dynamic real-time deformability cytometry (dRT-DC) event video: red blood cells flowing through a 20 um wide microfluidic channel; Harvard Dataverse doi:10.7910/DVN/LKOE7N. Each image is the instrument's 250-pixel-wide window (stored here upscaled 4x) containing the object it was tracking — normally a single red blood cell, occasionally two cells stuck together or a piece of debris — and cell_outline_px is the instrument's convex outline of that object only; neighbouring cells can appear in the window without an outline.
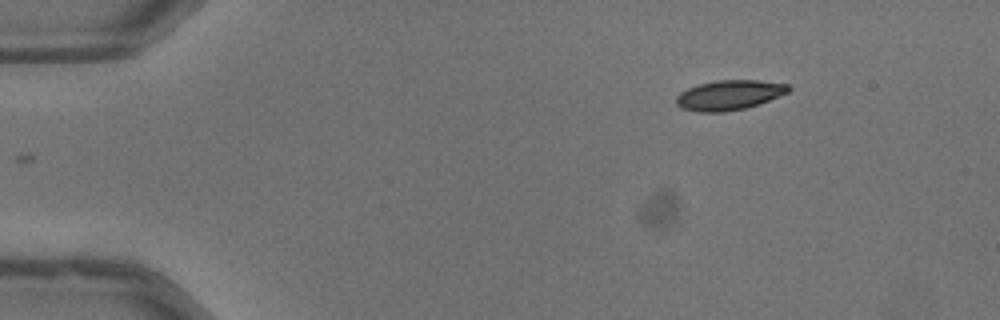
{"species": "common noctule bat (a hibernating species)", "species_latin": "Nyctalus noctula", "temperature_condition": "warm", "stored_images_in_passage": 45, "camera_frame_rate_fps": 3000, "um_per_image_px": 0.085, "animal": {"sex": "male", "body_mass_g": 13.3}, "frame": {"image": 1, "passage_image": 1, "time_ms": 0.0, "image_size_px": [1000, 320], "cell_outline_px": [[792, 88], [788, 92], [780, 96], [760, 104], [744, 108], [724, 112], [700, 112], [680, 108], [676, 104], [676, 96], [680, 92], [688, 88], [700, 84], [716, 80], [756, 80], [788, 84]], "centroid_in_image_um": [61.99, 8.08], "position_along_channel_um": 23.0, "area_um2": 19.59}}
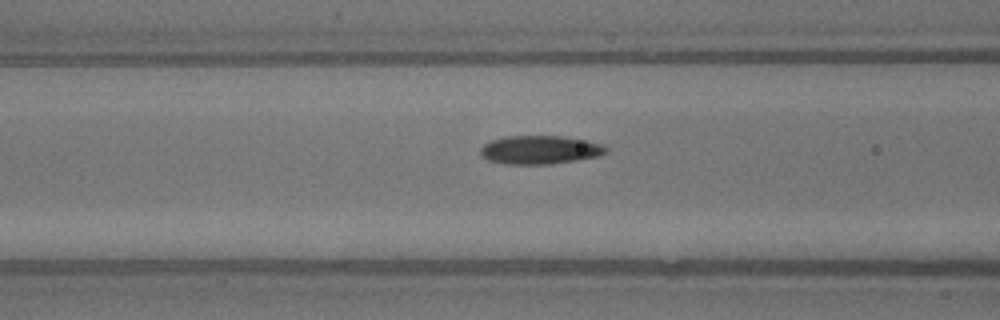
{"frame": {"image": 2, "passage_image": 15, "time_ms": 4.667, "image_size_px": [1000, 320], "cell_outline_px": [[608, 152], [600, 156], [552, 164], [504, 164], [488, 160], [480, 156], [480, 148], [484, 144], [492, 140], [504, 136], [564, 136], [588, 140], [604, 144], [608, 148]], "centroid_in_image_um": [45.92, 12.73], "position_along_channel_um": 120.7, "area_um2": 21.21}}
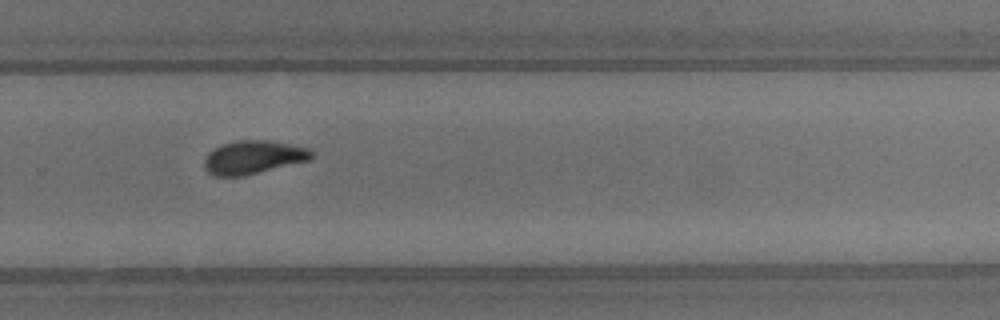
{"frame": {"image": 3, "passage_image": 29, "time_ms": 9.333, "image_size_px": [1000, 320], "cell_outline_px": [[312, 156], [308, 160], [244, 176], [216, 176], [208, 172], [204, 168], [204, 160], [208, 152], [212, 148], [220, 144], [240, 140], [268, 140], [308, 148], [312, 152]], "centroid_in_image_um": [21.46, 13.36], "position_along_channel_um": 308.3, "area_um2": 20.75}, "authors_computed_cell_mechanics": {"area_um2": 20.23, "velocity_mm_per_s": 4.0325, "shape_relaxation_time_tau1_ms": 3.4477, "shape_relaxation_time_tau2_ms": 2.182, "deformation_change_tau1": 0.1495, "deformation_change_tau2": 0.0844}}